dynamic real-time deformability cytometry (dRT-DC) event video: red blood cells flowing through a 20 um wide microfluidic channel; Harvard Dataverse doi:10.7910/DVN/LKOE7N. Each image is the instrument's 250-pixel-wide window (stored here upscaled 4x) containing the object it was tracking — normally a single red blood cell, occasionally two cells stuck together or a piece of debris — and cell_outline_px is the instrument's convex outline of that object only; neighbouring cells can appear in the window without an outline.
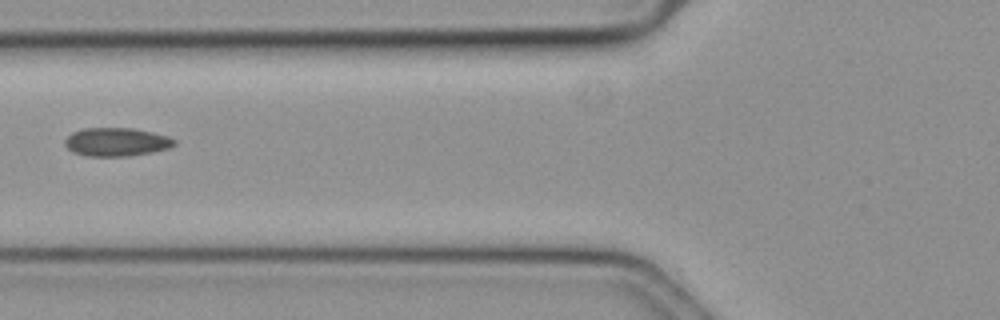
{"species": "common noctule bat (a hibernating species)", "species_latin": "Nyctalus noctula", "temperature_condition": "cold", "stored_images_in_passage": 21, "camera_frame_rate_fps": 3000, "um_per_image_px": 0.085, "animal": {"sex": "female", "body_mass_g": 19.3, "forearm_length_mm": 54.1}, "frame": {"image": 1, "passage_image": 2, "time_ms": 0.333, "image_size_px": [1000, 320], "cell_outline_px": [[176, 144], [168, 148], [152, 152], [128, 156], [88, 156], [72, 152], [64, 144], [64, 140], [72, 132], [84, 128], [132, 128], [152, 132], [168, 136], [176, 140]], "centroid_in_image_um": [9.89, 12.06], "position_along_channel_um": 115.9, "area_um2": 18.15}}
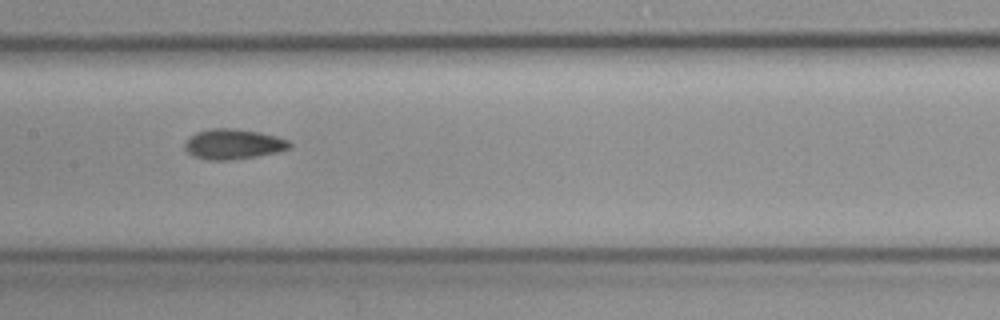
{"frame": {"image": 2, "passage_image": 8, "time_ms": 2.333, "image_size_px": [1000, 320], "cell_outline_px": [[292, 144], [288, 148], [276, 152], [256, 156], [228, 160], [208, 160], [192, 156], [184, 152], [184, 144], [188, 136], [196, 132], [212, 128], [232, 128], [260, 132], [276, 136], [288, 140]], "centroid_in_image_um": [19.75, 12.25], "position_along_channel_um": 187.7, "area_um2": 18.55}}
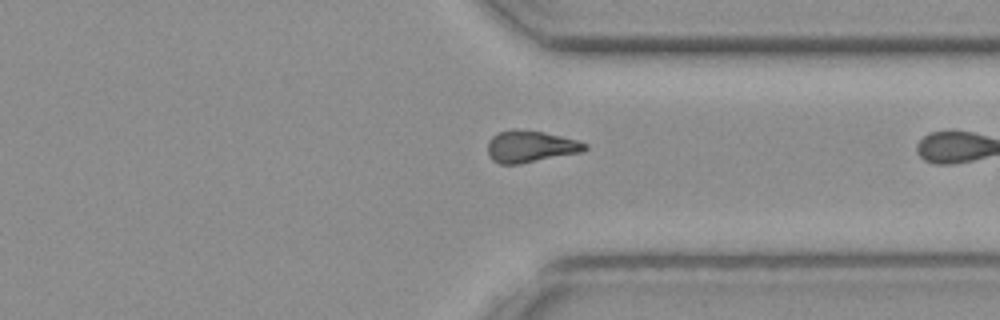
{"frame": {"image": 3, "passage_image": 20, "time_ms": 6.333, "image_size_px": [1000, 320], "cell_outline_px": [[588, 148], [584, 152], [520, 164], [500, 164], [492, 160], [488, 152], [488, 140], [496, 132], [512, 128], [544, 132], [576, 140], [588, 144]], "centroid_in_image_um": [45.08, 12.45], "position_along_channel_um": 366.3, "area_um2": 18.26}}